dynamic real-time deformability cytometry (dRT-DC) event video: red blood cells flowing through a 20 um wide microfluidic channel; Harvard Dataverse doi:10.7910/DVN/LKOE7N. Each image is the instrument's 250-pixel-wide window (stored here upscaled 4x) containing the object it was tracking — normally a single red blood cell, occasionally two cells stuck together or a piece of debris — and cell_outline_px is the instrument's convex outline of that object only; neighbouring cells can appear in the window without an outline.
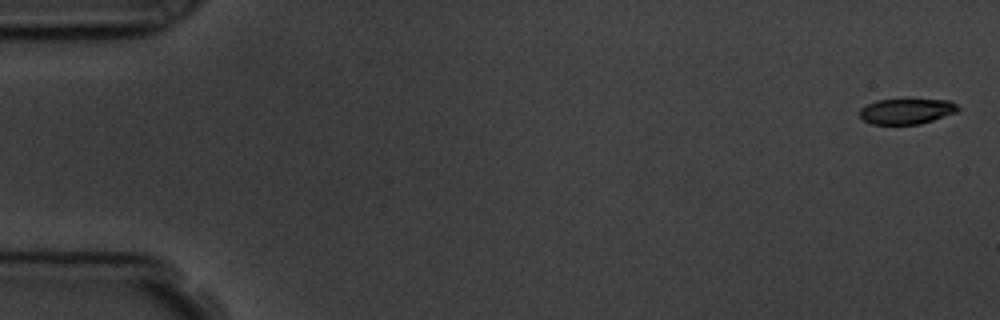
{"species": "common noctule bat (a hibernating species)", "species_latin": "Nyctalus noctula", "temperature_condition": "room temperature", "stored_images_in_passage": 6, "camera_frame_rate_fps": 3000, "um_per_image_px": 0.085, "animal": {"sex": "male", "body_mass_g": 19.5, "forearm_length_mm": 54.6}, "frame": {"image": 1, "passage_image": 1, "time_ms": 0.0, "image_size_px": [1000, 320], "cell_outline_px": [[960, 108], [956, 112], [920, 124], [872, 124], [864, 120], [860, 116], [860, 108], [876, 100], [952, 100]], "centroid_in_image_um": [77.06, 9.46], "position_along_channel_um": 7.9, "area_um2": 14.39}}